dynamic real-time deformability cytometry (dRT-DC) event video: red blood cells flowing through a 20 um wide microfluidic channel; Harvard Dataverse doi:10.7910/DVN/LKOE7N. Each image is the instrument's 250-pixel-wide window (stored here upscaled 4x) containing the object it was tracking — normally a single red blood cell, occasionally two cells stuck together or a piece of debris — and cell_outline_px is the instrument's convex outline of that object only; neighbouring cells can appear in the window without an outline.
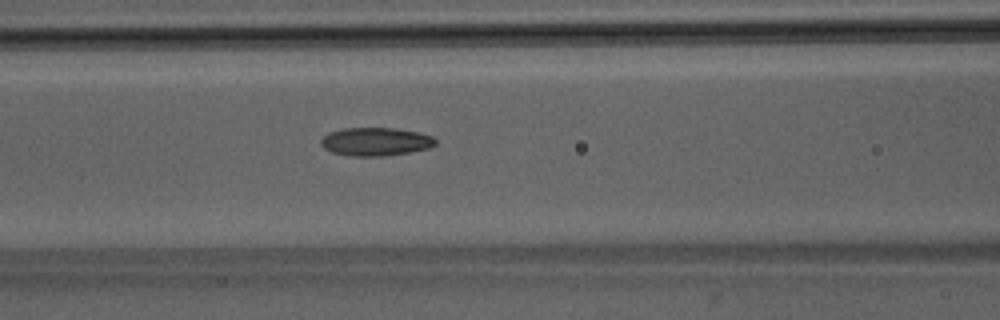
{"species": "Egyptian fruit bat (a non-hibernating species)", "species_latin": "Rousettus aegyptiacus", "temperature_condition": "room temperature", "stored_images_in_passage": 33, "camera_frame_rate_fps": 3000, "um_per_image_px": 0.085, "animal": {"sex": "male"}, "frame": {"image": 1, "passage_image": 10, "time_ms": 3.0, "image_size_px": [1000, 320], "cell_outline_px": [[436, 144], [428, 148], [408, 152], [384, 156], [348, 156], [332, 152], [324, 148], [320, 144], [320, 140], [328, 132], [340, 128], [392, 128], [416, 132], [432, 136], [436, 140]], "centroid_in_image_um": [31.87, 12.04], "position_along_channel_um": 134.7, "area_um2": 18.84}}
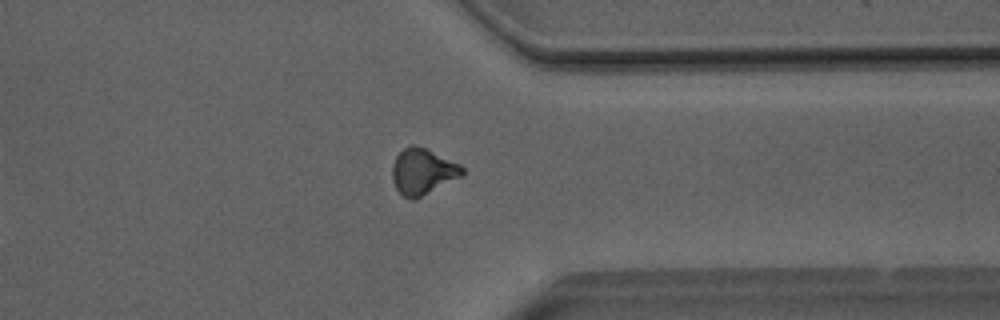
{"frame": {"image": 2, "passage_image": 28, "time_ms": 9.0, "image_size_px": [1000, 320], "cell_outline_px": [[464, 172], [460, 176], [416, 200], [412, 200], [404, 196], [396, 188], [392, 180], [392, 164], [396, 156], [404, 148], [412, 144], [424, 148], [460, 164], [464, 168]], "centroid_in_image_um": [35.9, 14.59], "position_along_channel_um": 375.5, "area_um2": 18.55}, "authors_computed_cell_mechanics": {"area_um2": 18.3226, "velocity_mm_per_s": 4.0679, "shape_relaxation_time_tau1_ms": 5.3145, "shape_relaxation_time_tau2_ms": 3.6757, "deformation_change_tau1": 0.1557, "deformation_change_tau2": 0.1199}}